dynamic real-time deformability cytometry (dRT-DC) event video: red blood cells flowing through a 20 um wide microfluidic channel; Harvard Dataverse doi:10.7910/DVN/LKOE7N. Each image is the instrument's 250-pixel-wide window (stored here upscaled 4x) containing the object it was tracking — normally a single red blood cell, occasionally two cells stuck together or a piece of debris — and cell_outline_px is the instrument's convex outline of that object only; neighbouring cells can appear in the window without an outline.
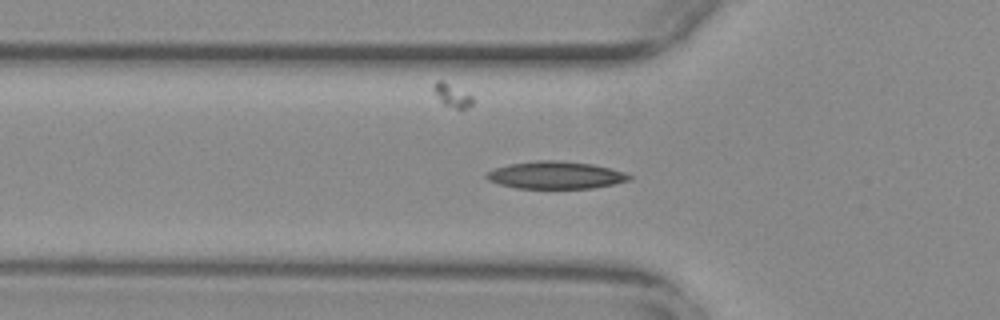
{"species": "common noctule bat (a hibernating species)", "species_latin": "Nyctalus noctula", "temperature_condition": "warm", "stored_images_in_passage": 55, "camera_frame_rate_fps": 3000, "um_per_image_px": 0.085, "animal": {"sex": "female", "body_mass_g": 29.2, "forearm_length_mm": 56.3}, "frame": {"image": 1, "passage_image": 18, "time_ms": 5.667, "image_size_px": [1000, 320], "cell_outline_px": [[632, 180], [592, 188], [516, 188], [500, 184], [488, 180], [484, 176], [484, 172], [508, 164], [536, 160], [556, 160], [592, 164], [624, 172], [632, 176]], "centroid_in_image_um": [47.19, 14.88], "position_along_channel_um": 78.6, "area_um2": 22.77}}
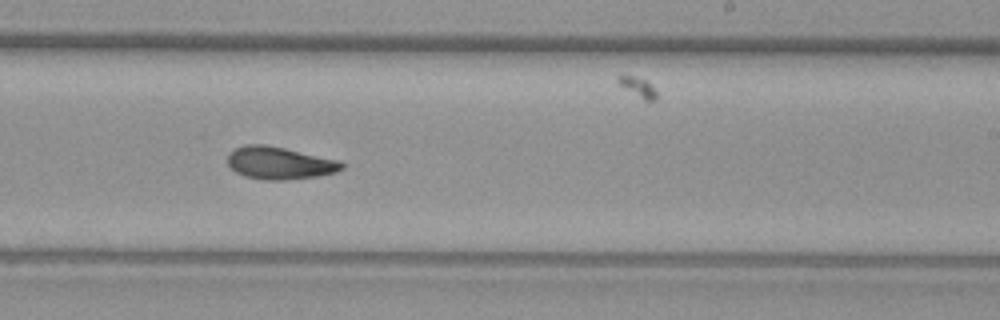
{"frame": {"image": 2, "passage_image": 33, "time_ms": 10.667, "image_size_px": [1000, 320], "cell_outline_px": [[344, 168], [336, 172], [320, 176], [284, 180], [264, 180], [244, 176], [236, 172], [228, 164], [228, 152], [244, 144], [264, 144], [284, 148], [340, 160], [344, 164]], "centroid_in_image_um": [23.77, 13.86], "position_along_channel_um": 265.2, "area_um2": 21.73}}
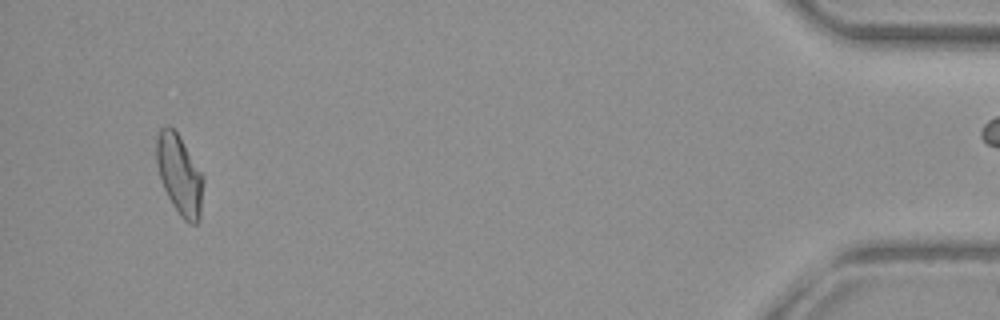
{"frame": {"image": 3, "passage_image": 52, "time_ms": 17.0, "image_size_px": [1000, 320], "cell_outline_px": [[204, 180], [200, 220], [196, 224], [188, 224], [180, 216], [172, 204], [164, 188], [156, 164], [156, 140], [160, 128], [168, 124], [176, 132], [204, 176]], "centroid_in_image_um": [15.27, 14.89], "position_along_channel_um": 419.9, "area_um2": 21.79}, "authors_computed_cell_mechanics": {"area_um2": 21.1548, "velocity_mm_per_s": 3.7254, "shape_relaxation_time_tau1_ms": 9.9, "shape_relaxation_time_tau2_ms": 4.3912, "deformation_change_tau1": 0.211, "deformation_change_tau2": 0.0841}}